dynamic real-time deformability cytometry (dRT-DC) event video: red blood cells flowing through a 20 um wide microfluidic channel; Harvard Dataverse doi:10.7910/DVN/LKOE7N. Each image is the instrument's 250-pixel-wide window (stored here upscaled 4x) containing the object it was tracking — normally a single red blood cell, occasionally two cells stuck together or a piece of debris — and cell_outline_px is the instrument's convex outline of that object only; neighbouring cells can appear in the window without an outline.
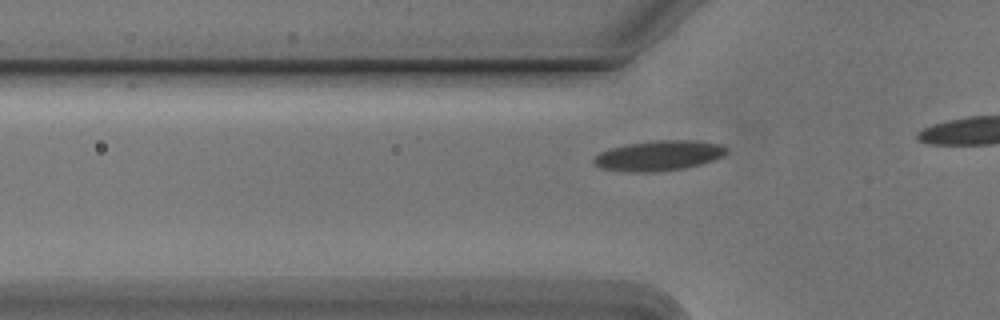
{"species": "Egyptian fruit bat (a non-hibernating species)", "species_latin": "Rousettus aegyptiacus", "temperature_condition": "cold", "stored_images_in_passage": 10, "camera_frame_rate_fps": 3000, "um_per_image_px": 0.085, "animal": {"sex": "male"}, "frame": {"image": 1, "passage_image": 4, "time_ms": 1.0, "image_size_px": [1000, 320], "cell_outline_px": [[728, 152], [712, 160], [700, 164], [684, 168], [656, 172], [628, 172], [600, 168], [592, 164], [592, 160], [600, 152], [612, 148], [628, 144], [660, 140], [692, 140], [720, 144], [728, 148]], "centroid_in_image_um": [55.97, 13.24], "position_along_channel_um": 69.8, "area_um2": 23.18}}
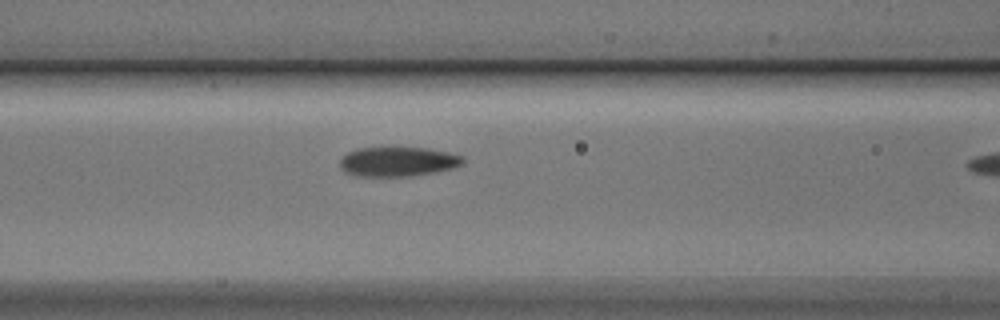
{"frame": {"image": 2, "passage_image": 9, "time_ms": 2.667, "image_size_px": [1000, 320], "cell_outline_px": [[464, 164], [452, 168], [436, 172], [412, 176], [356, 176], [344, 172], [340, 168], [340, 160], [348, 152], [356, 148], [428, 148], [448, 152], [464, 156]], "centroid_in_image_um": [33.83, 13.74], "position_along_channel_um": 132.8, "area_um2": 21.27}}